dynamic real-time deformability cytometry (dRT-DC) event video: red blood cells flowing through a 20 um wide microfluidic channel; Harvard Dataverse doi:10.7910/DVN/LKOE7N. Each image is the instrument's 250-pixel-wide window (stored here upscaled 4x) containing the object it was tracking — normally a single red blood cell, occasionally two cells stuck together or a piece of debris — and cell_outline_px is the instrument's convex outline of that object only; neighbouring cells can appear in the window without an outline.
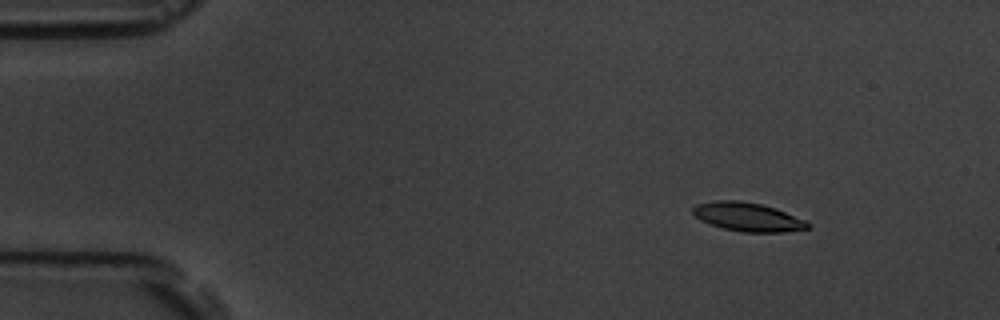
{"species": "common noctule bat (a hibernating species)", "species_latin": "Nyctalus noctula", "temperature_condition": "room temperature", "stored_images_in_passage": 6, "camera_frame_rate_fps": 3000, "um_per_image_px": 0.085, "animal": {"sex": "male", "body_mass_g": 19.5, "forearm_length_mm": 54.6}, "frame": {"image": 1, "passage_image": 3, "time_ms": 2.333, "image_size_px": [1000, 320], "cell_outline_px": [[812, 224], [808, 228], [784, 232], [744, 232], [724, 228], [700, 220], [692, 212], [692, 208], [696, 204], [716, 200], [740, 200], [760, 204], [776, 208], [804, 220]], "centroid_in_image_um": [63.55, 18.43], "position_along_channel_um": 21.4, "area_um2": 19.07}}
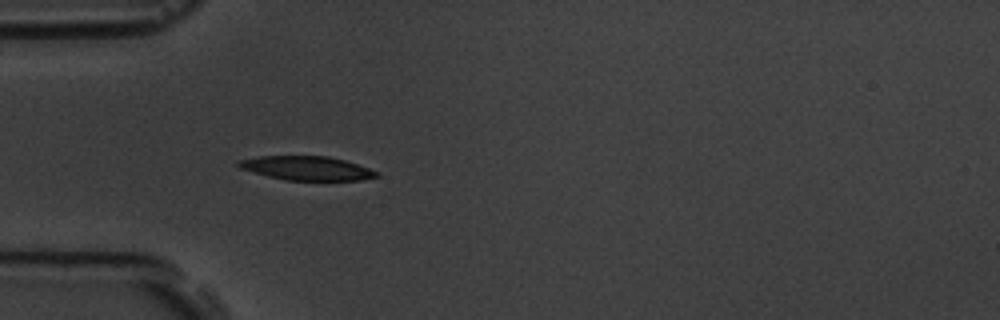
{"frame": {"image": 2, "passage_image": 6, "time_ms": 5.667, "image_size_px": [1000, 320], "cell_outline_px": [[380, 176], [360, 180], [284, 180], [268, 176], [240, 168], [236, 164], [236, 160], [260, 156], [328, 156], [344, 160], [368, 168], [376, 172]], "centroid_in_image_um": [26.03, 14.29], "position_along_channel_um": 59.0, "area_um2": 19.13}}